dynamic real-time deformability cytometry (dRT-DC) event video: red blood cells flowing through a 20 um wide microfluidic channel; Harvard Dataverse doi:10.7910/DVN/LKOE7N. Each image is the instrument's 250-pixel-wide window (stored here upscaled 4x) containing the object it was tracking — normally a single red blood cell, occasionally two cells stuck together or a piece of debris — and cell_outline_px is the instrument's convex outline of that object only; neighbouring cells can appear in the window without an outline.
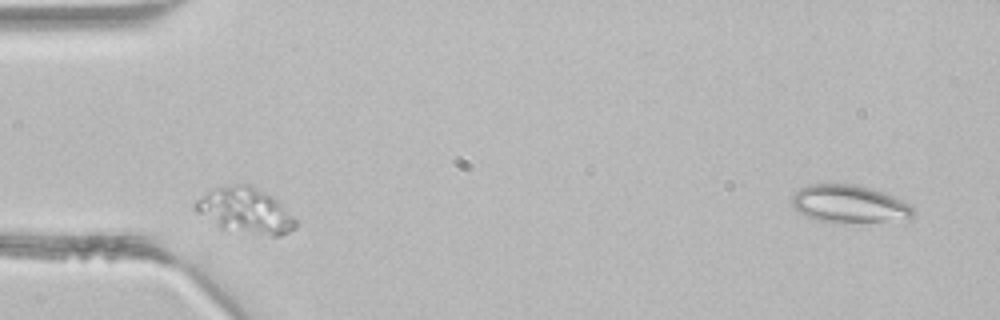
{"species": "common noctule bat (a hibernating species)", "species_latin": "Nyctalus noctula", "temperature_condition": "room temperature", "stored_images_in_passage": 4, "camera_frame_rate_fps": 3000, "um_per_image_px": 0.085, "animal": {"sex": "male", "body_mass_g": 21.5, "forearm_length_mm": 52.0}, "frame": {"image": 1, "passage_image": 1, "time_ms": 0.0, "image_size_px": [1000, 320], "cell_outline_px": [[916, 212], [904, 224], [816, 220], [804, 216], [792, 204], [792, 196], [800, 188], [808, 184], [856, 184], [872, 188], [884, 192], [908, 204]], "centroid_in_image_um": [72.29, 17.36], "position_along_channel_um": 12.7, "area_um2": 27.17}}